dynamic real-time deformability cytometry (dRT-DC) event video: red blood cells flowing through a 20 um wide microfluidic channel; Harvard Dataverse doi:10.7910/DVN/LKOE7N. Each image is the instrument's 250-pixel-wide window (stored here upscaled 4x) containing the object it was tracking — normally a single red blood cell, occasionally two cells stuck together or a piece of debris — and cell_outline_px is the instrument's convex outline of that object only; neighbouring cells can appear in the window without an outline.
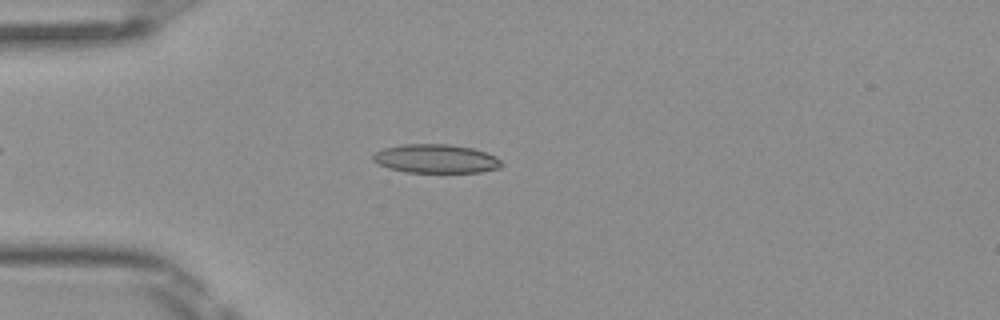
{"species": "Egyptian fruit bat (a non-hibernating species)", "species_latin": "Rousettus aegyptiacus", "temperature_condition": "room temperature", "stored_images_in_passage": 41, "camera_frame_rate_fps": 3000, "um_per_image_px": 0.085, "frame": {"image": 1, "passage_image": 11, "time_ms": 3.333, "image_size_px": [1000, 320], "cell_outline_px": [[504, 164], [500, 168], [480, 172], [404, 172], [388, 168], [372, 160], [372, 156], [376, 152], [384, 148], [404, 144], [448, 144], [472, 148], [488, 152], [496, 156]], "centroid_in_image_um": [37.08, 13.49], "position_along_channel_um": 47.9, "area_um2": 21.62}}
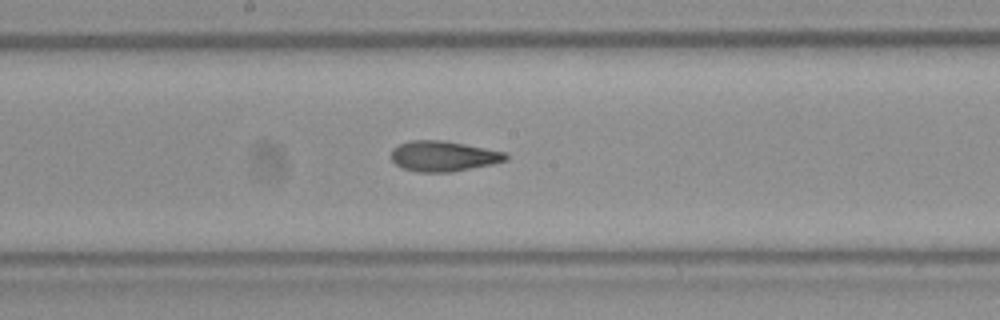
{"frame": {"image": 2, "passage_image": 24, "time_ms": 7.667, "image_size_px": [1000, 320], "cell_outline_px": [[508, 160], [492, 164], [452, 172], [416, 172], [404, 168], [396, 164], [392, 160], [392, 148], [408, 140], [440, 140], [464, 144], [508, 152]], "centroid_in_image_um": [37.71, 13.27], "position_along_channel_um": 210.5, "area_um2": 20.35}}
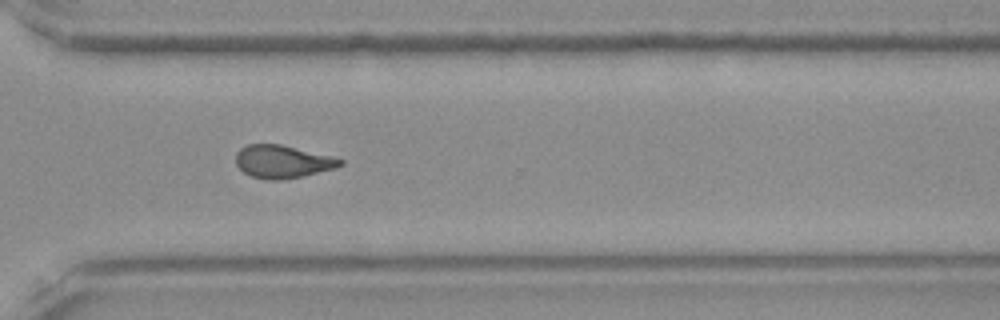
{"frame": {"image": 3, "passage_image": 34, "time_ms": 11.0, "image_size_px": [1000, 320], "cell_outline_px": [[344, 164], [336, 168], [284, 180], [268, 180], [252, 176], [244, 172], [236, 164], [236, 152], [240, 148], [248, 144], [280, 144], [332, 156], [344, 160]], "centroid_in_image_um": [24.02, 13.73], "position_along_channel_um": 346.6, "area_um2": 20.0}, "authors_computed_cell_mechanics": {"area_um2": 20.3456, "velocity_mm_per_s": 4.095, "shape_relaxation_time_tau1_ms": 7.6524, "shape_relaxation_time_tau2_ms": 2.1038, "deformation_change_tau1": 0.1868, "deformation_change_tau2": 0.089}}